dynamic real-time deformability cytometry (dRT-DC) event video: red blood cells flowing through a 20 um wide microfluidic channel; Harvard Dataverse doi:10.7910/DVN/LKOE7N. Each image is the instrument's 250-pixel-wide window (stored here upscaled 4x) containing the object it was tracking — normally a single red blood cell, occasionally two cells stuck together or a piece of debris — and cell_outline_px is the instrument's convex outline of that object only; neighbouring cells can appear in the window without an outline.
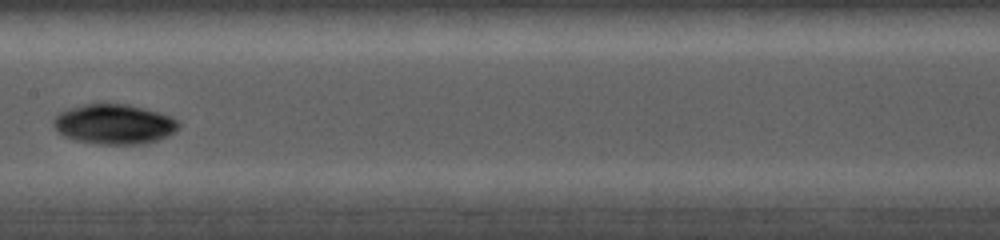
{"species": "common noctule bat (a hibernating species)", "species_latin": "Nyctalus noctula", "temperature_condition": "cold", "stored_images_in_passage": 10, "camera_frame_rate_fps": 5000, "um_per_image_px": 0.085, "animal": {"sex": "female", "body_mass_g": 19.0, "forearm_length_mm": 56.7}, "frame": {"image": 1, "passage_image": 5, "time_ms": 4.0, "image_size_px": [1000, 240], "cell_outline_px": [[180, 128], [168, 136], [156, 140], [136, 144], [100, 144], [76, 140], [64, 136], [52, 124], [52, 120], [60, 112], [68, 108], [84, 104], [128, 104], [160, 112], [172, 116], [180, 124]], "centroid_in_image_um": [9.72, 10.54], "position_along_channel_um": 197.7, "area_um2": 29.07}}
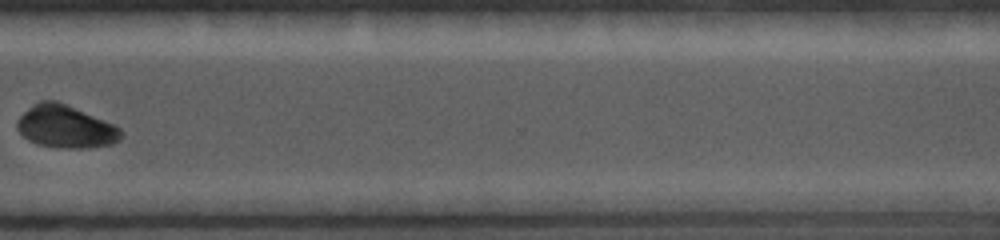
{"frame": {"image": 2, "passage_image": 9, "time_ms": 7.8, "image_size_px": [1000, 240], "cell_outline_px": [[120, 140], [112, 144], [92, 148], [60, 148], [40, 144], [28, 140], [16, 128], [16, 120], [32, 104], [40, 100], [56, 100], [116, 124], [120, 128]], "centroid_in_image_um": [5.58, 10.76], "position_along_channel_um": 365.0, "area_um2": 25.95}}
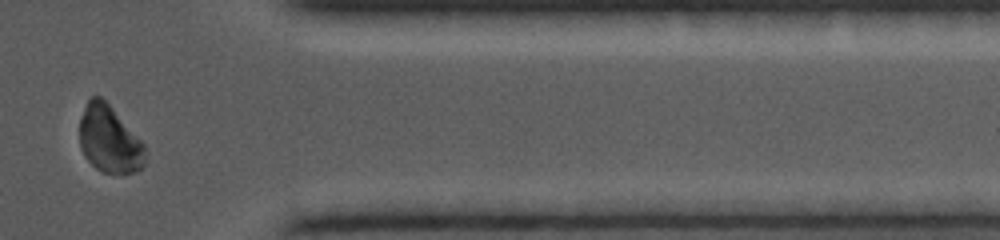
{"frame": {"image": 3, "passage_image": 10, "time_ms": 8.8, "image_size_px": [1000, 240], "cell_outline_px": [[144, 164], [136, 172], [104, 172], [96, 168], [84, 156], [80, 148], [80, 120], [84, 108], [88, 100], [92, 96], [100, 96], [112, 108], [144, 144]], "centroid_in_image_um": [9.26, 11.84], "position_along_channel_um": 402.1, "area_um2": 25.09}}